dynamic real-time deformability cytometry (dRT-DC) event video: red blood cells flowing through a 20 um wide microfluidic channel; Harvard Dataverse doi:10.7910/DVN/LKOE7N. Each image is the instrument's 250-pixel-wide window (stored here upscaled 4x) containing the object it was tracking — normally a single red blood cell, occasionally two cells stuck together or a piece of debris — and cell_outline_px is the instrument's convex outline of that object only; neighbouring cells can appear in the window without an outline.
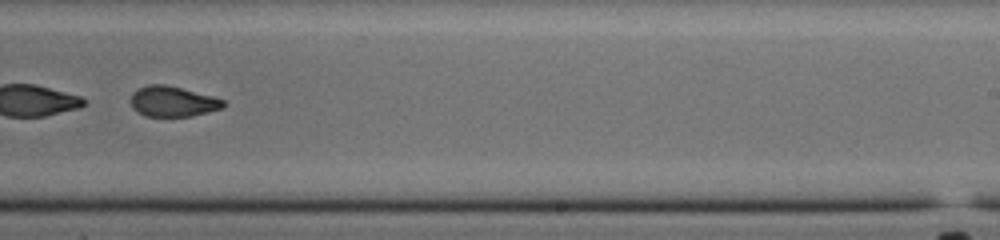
{"species": "common noctule bat (a hibernating species)", "species_latin": "Nyctalus noctula", "temperature_condition": "cold", "stored_images_in_passage": 51, "segment_of_instrument_passage": [2, 2], "camera_frame_rate_fps": 3000, "um_per_image_px": 0.085, "animal": {"sex": "male", "body_mass_g": 20.0, "forearm_length_mm": 53.3}, "frame": {"image": 1, "passage_image": 31, "time_ms": 10.0, "image_size_px": [1000, 240], "cell_outline_px": [[224, 104], [220, 108], [192, 116], [144, 116], [136, 112], [132, 108], [132, 92], [148, 84], [164, 84], [212, 96], [224, 100]], "centroid_in_image_um": [14.63, 8.63], "position_along_channel_um": 274.4, "area_um2": 16.13}}